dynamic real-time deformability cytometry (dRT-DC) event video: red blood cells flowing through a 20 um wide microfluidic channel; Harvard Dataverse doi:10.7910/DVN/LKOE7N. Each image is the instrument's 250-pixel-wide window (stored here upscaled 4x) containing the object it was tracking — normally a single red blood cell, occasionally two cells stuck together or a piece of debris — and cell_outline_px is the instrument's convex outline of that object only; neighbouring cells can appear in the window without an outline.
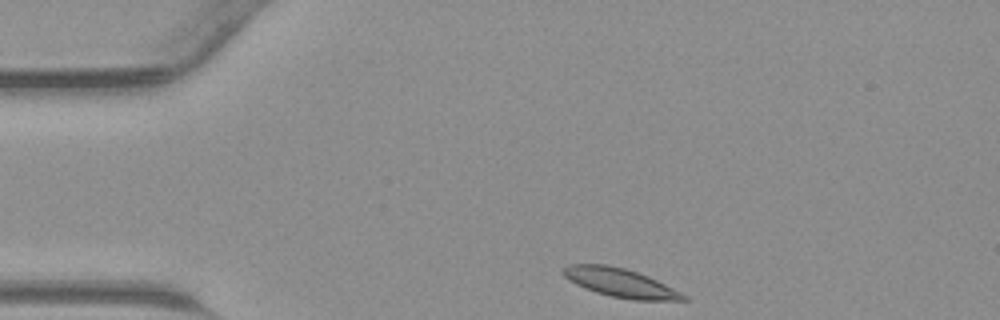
{"species": "common noctule bat (a hibernating species)", "species_latin": "Nyctalus noctula", "temperature_condition": "warm", "stored_images_in_passage": 29, "camera_frame_rate_fps": 3000, "um_per_image_px": 0.085, "animal": {"sex": "male", "body_mass_g": 23.1, "forearm_length_mm": 52.7}, "frame": {"image": 1, "passage_image": 1, "time_ms": 0.0, "image_size_px": [1000, 320], "cell_outline_px": [[692, 300], [632, 300], [612, 296], [596, 292], [584, 288], [568, 280], [564, 276], [564, 268], [568, 264], [608, 264], [624, 268], [648, 276], [688, 296]], "centroid_in_image_um": [52.73, 24.04], "position_along_channel_um": 32.3, "area_um2": 19.94}}
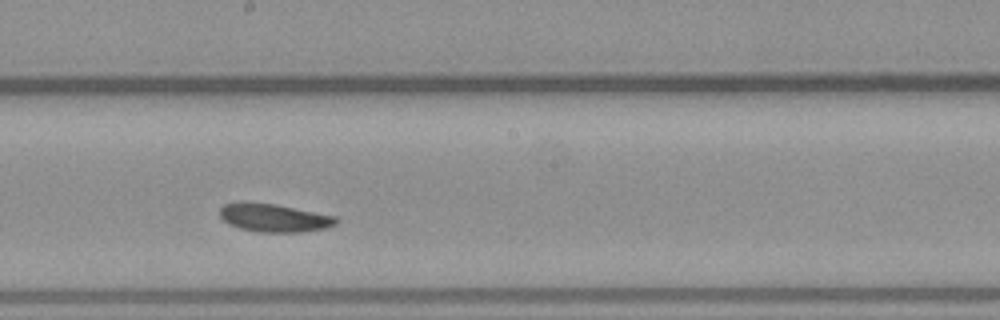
{"frame": {"image": 2, "passage_image": 17, "time_ms": 5.333, "image_size_px": [1000, 320], "cell_outline_px": [[340, 220], [336, 224], [328, 228], [304, 232], [260, 232], [240, 228], [228, 224], [220, 216], [220, 208], [224, 204], [240, 200], [248, 200], [276, 204], [336, 216]], "centroid_in_image_um": [23.29, 18.49], "position_along_channel_um": 224.9, "area_um2": 19.59}}
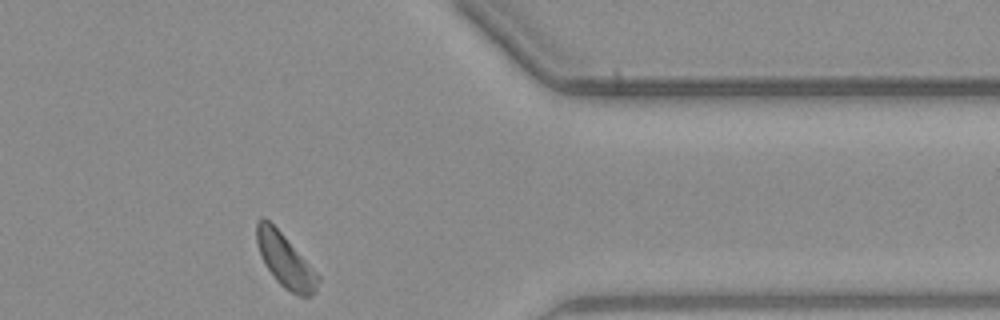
{"frame": {"image": 3, "passage_image": 29, "time_ms": 9.333, "image_size_px": [1000, 320], "cell_outline_px": [[320, 280], [316, 292], [312, 296], [300, 296], [284, 288], [276, 280], [268, 268], [260, 252], [256, 240], [256, 224], [260, 216], [264, 216], [284, 236], [320, 276]], "centroid_in_image_um": [24.26, 22.16], "position_along_channel_um": 387.1, "area_um2": 18.73}}